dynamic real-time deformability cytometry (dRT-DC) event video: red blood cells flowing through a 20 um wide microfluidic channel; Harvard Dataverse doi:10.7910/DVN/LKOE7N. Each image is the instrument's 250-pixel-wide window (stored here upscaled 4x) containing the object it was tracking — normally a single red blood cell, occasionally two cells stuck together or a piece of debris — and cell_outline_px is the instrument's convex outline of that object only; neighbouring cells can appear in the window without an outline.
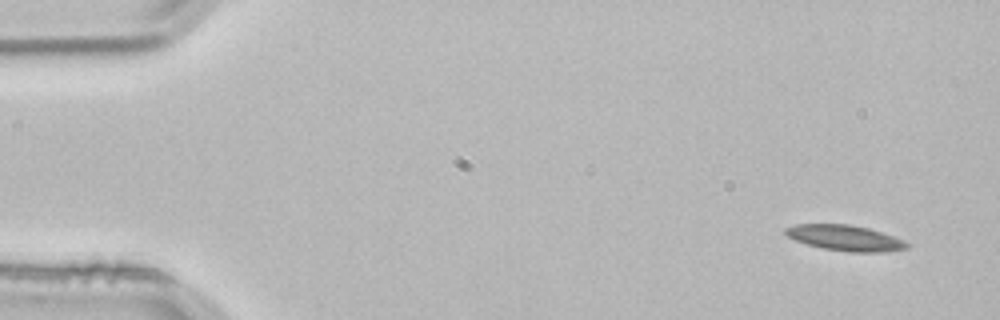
{"species": "common noctule bat (a hibernating species)", "species_latin": "Nyctalus noctula", "temperature_condition": "room temperature", "stored_images_in_passage": 2, "segment_of_instrument_passage": [2, 2], "camera_frame_rate_fps": 3000, "um_per_image_px": 0.085, "animal": {"sex": "male", "body_mass_g": 21.5, "forearm_length_mm": 52.0}, "frame": {"image": 1, "passage_image": 2, "time_ms": 0.333, "image_size_px": [1000, 320], "cell_outline_px": [[912, 244], [908, 248], [884, 252], [848, 252], [824, 248], [808, 244], [796, 240], [788, 236], [784, 232], [784, 228], [796, 224], [848, 224], [868, 228], [904, 240]], "centroid_in_image_um": [71.86, 20.22], "position_along_channel_um": 13.1, "area_um2": 18.03}}